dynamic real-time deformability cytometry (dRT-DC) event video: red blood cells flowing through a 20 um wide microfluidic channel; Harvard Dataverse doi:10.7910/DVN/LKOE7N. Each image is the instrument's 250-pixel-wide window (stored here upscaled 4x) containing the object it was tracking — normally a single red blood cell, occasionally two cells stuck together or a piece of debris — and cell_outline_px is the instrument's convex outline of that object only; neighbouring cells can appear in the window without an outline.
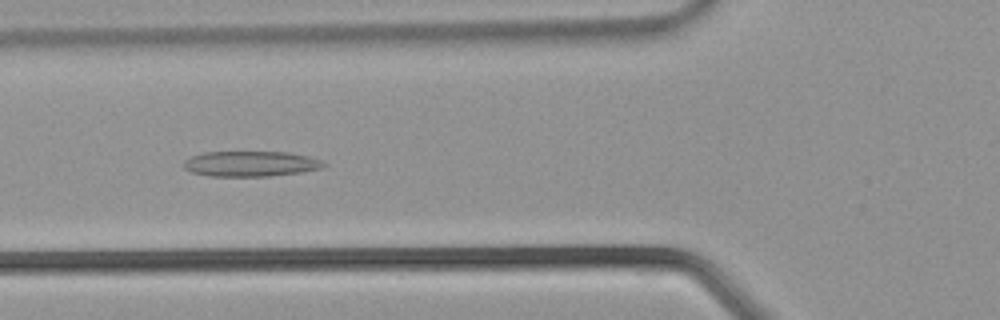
{"species": "common noctule bat (a hibernating species)", "species_latin": "Nyctalus noctula", "temperature_condition": "warm", "stored_images_in_passage": 37, "camera_frame_rate_fps": 3000, "um_per_image_px": 0.085, "animal": {"sex": "male", "body_mass_g": 21.5, "forearm_length_mm": 52.0}, "frame": {"image": 1, "passage_image": 14, "time_ms": 4.333, "image_size_px": [1000, 320], "cell_outline_px": [[328, 164], [324, 168], [300, 172], [268, 176], [208, 176], [192, 172], [184, 168], [184, 160], [192, 156], [204, 152], [288, 152], [308, 156], [320, 160]], "centroid_in_image_um": [21.32, 13.92], "position_along_channel_um": 104.5, "area_um2": 20.69}}
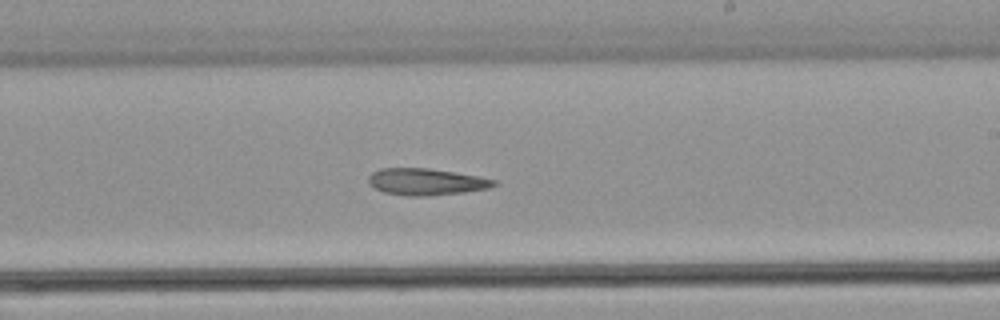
{"frame": {"image": 2, "passage_image": 22, "time_ms": 7.0, "image_size_px": [1000, 320], "cell_outline_px": [[500, 184], [488, 188], [464, 192], [428, 196], [408, 196], [384, 192], [368, 184], [368, 176], [372, 172], [380, 168], [428, 168], [480, 176], [496, 180]], "centroid_in_image_um": [36.24, 15.45], "position_along_channel_um": 252.8, "area_um2": 19.65}}
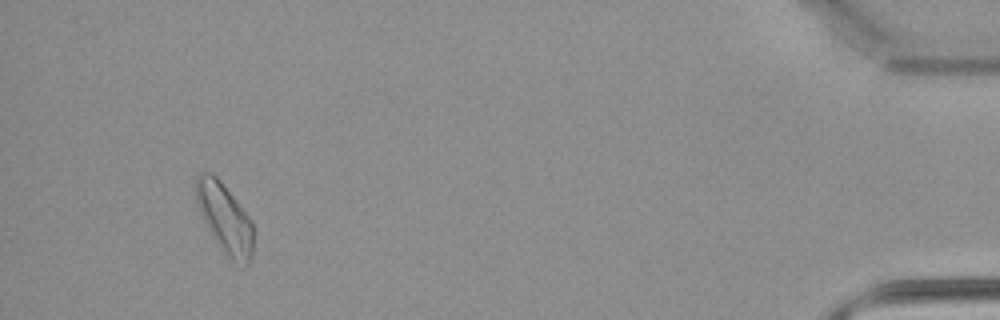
{"frame": {"image": 3, "passage_image": 35, "time_ms": 11.333, "image_size_px": [1000, 320], "cell_outline_px": [[252, 252], [248, 264], [244, 268], [232, 260], [216, 244], [200, 212], [196, 200], [196, 176], [200, 172], [212, 172], [220, 180], [252, 220]], "centroid_in_image_um": [19.1, 18.55], "position_along_channel_um": 416.1, "area_um2": 23.12}}